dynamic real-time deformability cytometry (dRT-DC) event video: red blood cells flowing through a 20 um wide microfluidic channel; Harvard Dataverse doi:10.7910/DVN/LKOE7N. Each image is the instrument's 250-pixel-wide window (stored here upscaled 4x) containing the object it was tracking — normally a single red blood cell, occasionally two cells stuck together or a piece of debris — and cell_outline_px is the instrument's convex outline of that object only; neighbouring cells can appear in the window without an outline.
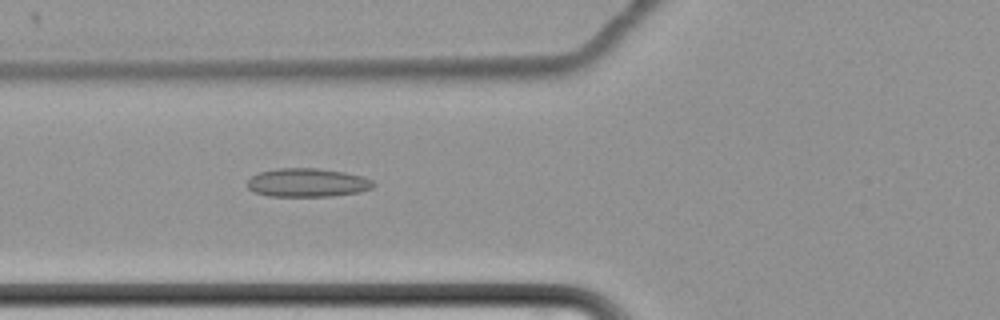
{"species": "common noctule bat (a hibernating species)", "species_latin": "Nyctalus noctula", "temperature_condition": "cold", "stored_images_in_passage": 64, "camera_frame_rate_fps": 3000, "um_per_image_px": 0.085, "animal": {"sex": "female", "body_mass_g": 22.7, "forearm_length_mm": 54.2}, "frame": {"image": 1, "passage_image": 28, "time_ms": 9.0, "image_size_px": [1000, 320], "cell_outline_px": [[376, 184], [372, 188], [360, 192], [332, 196], [268, 196], [252, 192], [248, 188], [248, 180], [252, 176], [260, 172], [276, 168], [316, 168], [344, 172], [364, 176], [372, 180]], "centroid_in_image_um": [26.14, 15.52], "position_along_channel_um": 99.7, "area_um2": 21.15}}
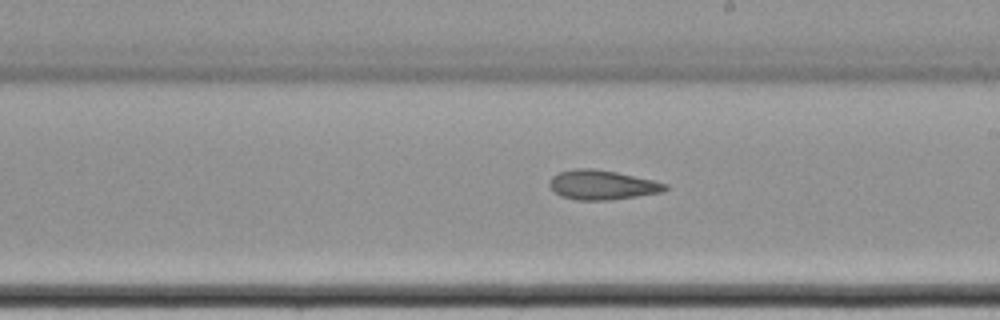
{"frame": {"image": 2, "passage_image": 40, "time_ms": 13.0, "image_size_px": [1000, 320], "cell_outline_px": [[668, 188], [664, 192], [608, 200], [576, 200], [560, 196], [548, 184], [552, 176], [560, 172], [576, 168], [592, 168], [616, 172], [652, 180], [668, 184]], "centroid_in_image_um": [51.18, 15.72], "position_along_channel_um": 237.8, "area_um2": 19.77}}
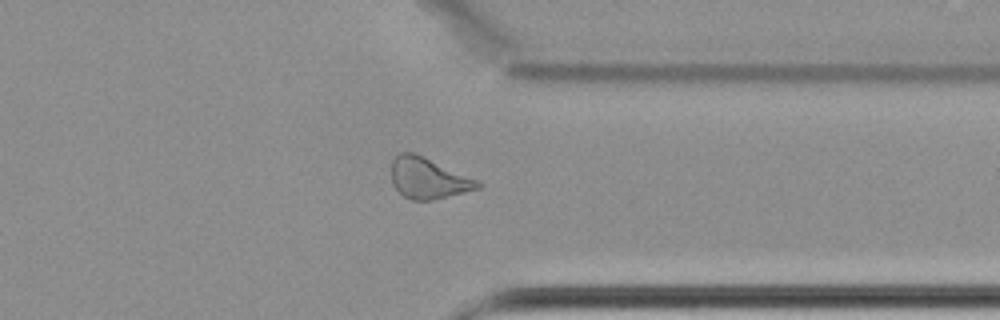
{"frame": {"image": 3, "passage_image": 52, "time_ms": 17.0, "image_size_px": [1000, 320], "cell_outline_px": [[484, 184], [480, 188], [432, 200], [412, 200], [404, 196], [392, 184], [392, 160], [400, 152], [412, 152], [480, 180]], "centroid_in_image_um": [36.43, 15.15], "position_along_channel_um": 375.0, "area_um2": 20.46}, "authors_computed_cell_mechanics": {"area_um2": 22.1663, "velocity_mm_per_s": 3.4529, "shape_relaxation_time_tau1_ms": null, "shape_relaxation_time_tau2_ms": 4.5642, "deformation_change_tau1": null, "deformation_change_tau2": 0.109}}